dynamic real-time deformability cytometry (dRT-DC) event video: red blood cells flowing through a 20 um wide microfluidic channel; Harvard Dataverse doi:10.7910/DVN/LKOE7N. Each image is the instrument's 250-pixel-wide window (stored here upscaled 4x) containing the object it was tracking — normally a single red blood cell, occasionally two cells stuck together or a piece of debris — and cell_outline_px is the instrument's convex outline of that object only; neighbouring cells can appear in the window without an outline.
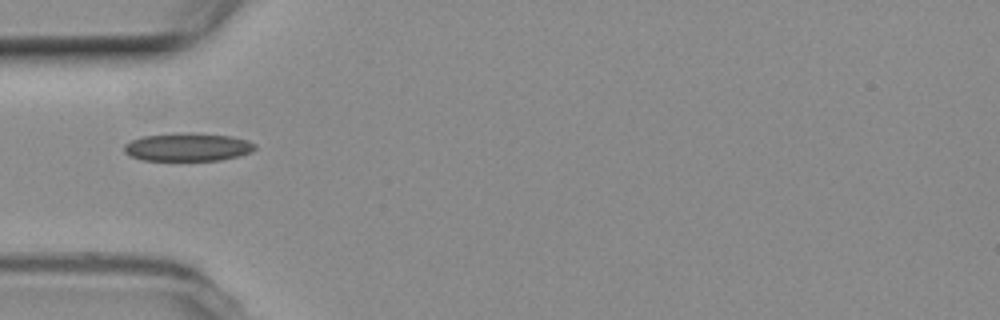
{"species": "common noctule bat (a hibernating species)", "species_latin": "Nyctalus noctula", "temperature_condition": "room temperature", "stored_images_in_passage": 38, "camera_frame_rate_fps": 3000, "um_per_image_px": 0.085, "animal": {"sex": "female", "body_mass_g": 19.3, "forearm_length_mm": 54.1}, "frame": {"image": 1, "passage_image": 1, "time_ms": 0.0, "image_size_px": [1000, 320], "cell_outline_px": [[256, 148], [252, 152], [240, 156], [220, 160], [144, 160], [132, 156], [124, 152], [124, 144], [140, 136], [232, 136], [248, 140], [256, 144]], "centroid_in_image_um": [16.0, 12.56], "position_along_channel_um": 69.0, "area_um2": 20.23}}
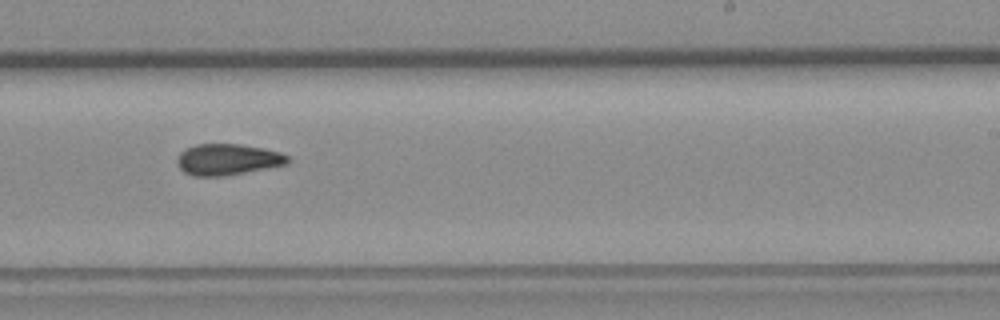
{"frame": {"image": 2, "passage_image": 17, "time_ms": 5.333, "image_size_px": [1000, 320], "cell_outline_px": [[288, 164], [224, 176], [192, 176], [184, 172], [176, 164], [176, 160], [180, 152], [184, 148], [196, 144], [240, 144], [264, 148], [280, 152], [288, 156]], "centroid_in_image_um": [19.31, 13.55], "position_along_channel_um": 269.7, "area_um2": 20.23}}
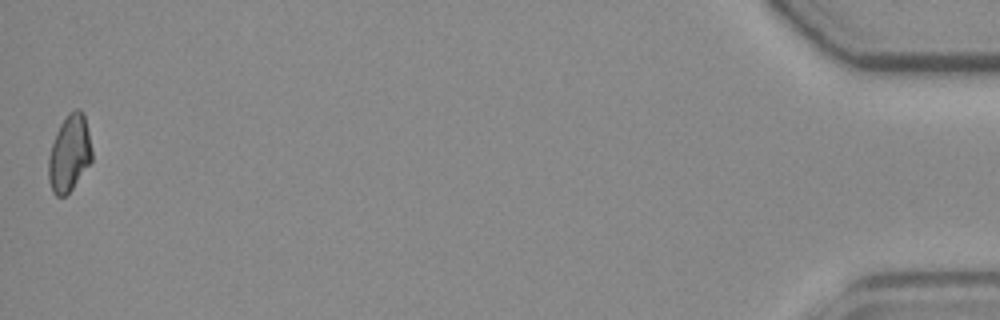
{"frame": {"image": 3, "passage_image": 38, "time_ms": 12.333, "image_size_px": [1000, 320], "cell_outline_px": [[92, 160], [72, 188], [64, 196], [56, 196], [52, 192], [48, 180], [48, 160], [52, 144], [56, 132], [60, 124], [68, 112], [76, 108], [80, 108], [84, 112], [92, 148]], "centroid_in_image_um": [5.9, 13.0], "position_along_channel_um": 429.3, "area_um2": 19.48}, "authors_computed_cell_mechanics": {"area_um2": 19.7965, "velocity_mm_per_s": 3.7546, "shape_relaxation_time_tau1_ms": null, "shape_relaxation_time_tau2_ms": 4.9734, "deformation_change_tau1": null, "deformation_change_tau2": 0.0923}}